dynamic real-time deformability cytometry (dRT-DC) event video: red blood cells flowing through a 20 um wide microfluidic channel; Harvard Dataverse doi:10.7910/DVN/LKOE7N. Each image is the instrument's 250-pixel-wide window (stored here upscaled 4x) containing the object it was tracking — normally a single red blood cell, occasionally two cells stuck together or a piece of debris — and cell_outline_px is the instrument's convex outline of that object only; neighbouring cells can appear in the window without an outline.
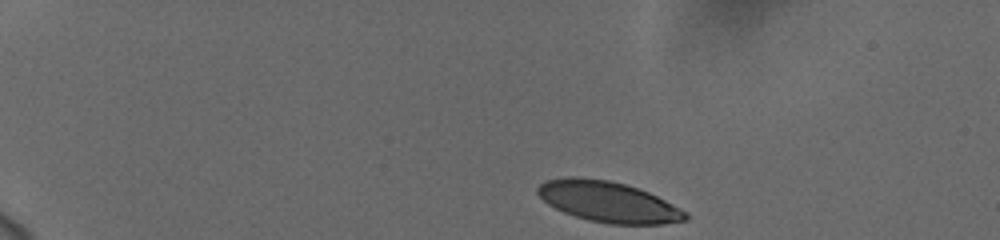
{"species": "human", "species_latin": "Homo sapiens", "temperature_condition": "cold", "stored_images_in_passage": 47, "camera_frame_rate_fps": 3000, "um_per_image_px": 0.085, "donor": {"sex": "female"}, "frame": {"image": 1, "passage_image": 1, "time_ms": 0.0, "image_size_px": [1000, 240], "cell_outline_px": [[688, 220], [660, 224], [608, 224], [588, 220], [564, 212], [548, 204], [536, 192], [536, 188], [544, 180], [564, 176], [576, 176], [608, 180], [624, 184], [648, 192], [688, 212]], "centroid_in_image_um": [51.67, 17.14], "position_along_channel_um": 33.3, "area_um2": 35.03}}
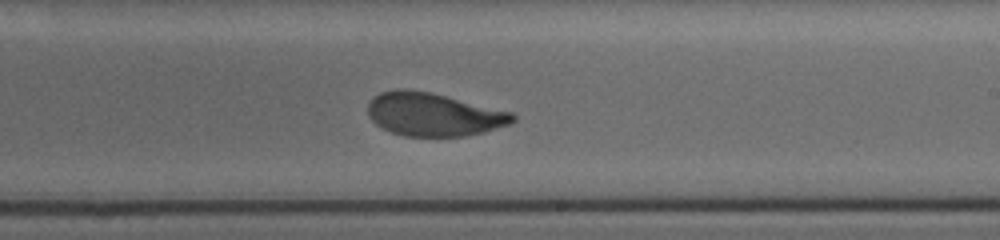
{"frame": {"image": 2, "passage_image": 27, "time_ms": 8.667, "image_size_px": [1000, 240], "cell_outline_px": [[516, 120], [512, 124], [484, 132], [464, 136], [404, 136], [392, 132], [376, 124], [368, 116], [368, 104], [372, 96], [380, 92], [396, 88], [404, 88], [432, 92], [512, 112], [516, 116]], "centroid_in_image_um": [36.85, 9.71], "position_along_channel_um": 252.1, "area_um2": 36.82}}
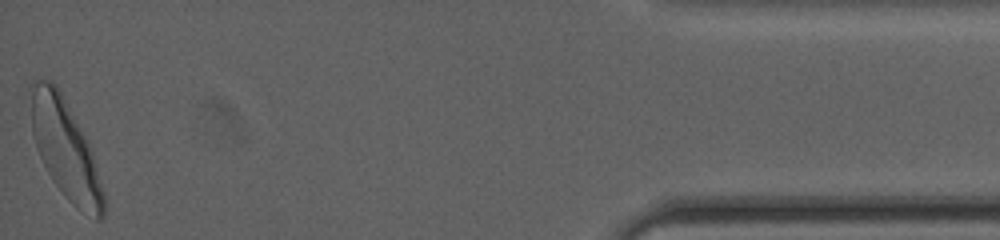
{"frame": {"image": 3, "passage_image": 47, "time_ms": 15.333, "image_size_px": [1000, 240], "cell_outline_px": [[104, 216], [100, 220], [96, 220], [80, 212], [64, 196], [52, 180], [36, 148], [32, 132], [28, 88], [28, 84], [32, 80], [52, 80], [56, 84], [88, 140], [92, 148], [104, 192]], "centroid_in_image_um": [5.54, 12.66], "position_along_channel_um": 429.7, "area_um2": 42.6}, "authors_computed_cell_mechanics": {"area_um2": 37.3966, "velocity_mm_per_s": 3.6668, "shape_relaxation_time_tau1_ms": 4.3496, "shape_relaxation_time_tau2_ms": 1.2509, "deformation_change_tau1": 0.1754, "deformation_change_tau2": 0.0719}}